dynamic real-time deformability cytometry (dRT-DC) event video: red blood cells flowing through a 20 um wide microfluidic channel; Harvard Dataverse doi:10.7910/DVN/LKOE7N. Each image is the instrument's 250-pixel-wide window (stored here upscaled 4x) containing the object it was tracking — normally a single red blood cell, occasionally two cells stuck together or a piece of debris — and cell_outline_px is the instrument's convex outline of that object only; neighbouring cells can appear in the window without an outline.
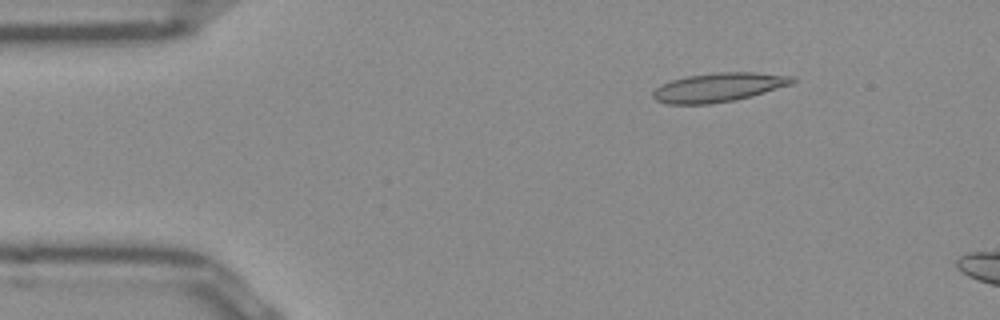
{"species": "Egyptian fruit bat (a non-hibernating species)", "species_latin": "Rousettus aegyptiacus", "temperature_condition": "room temperature", "stored_images_in_passage": 9, "camera_frame_rate_fps": 3000, "um_per_image_px": 0.085, "frame": {"image": 1, "passage_image": 1, "time_ms": 0.0, "image_size_px": [1000, 320], "cell_outline_px": [[796, 80], [792, 84], [736, 100], [708, 104], [668, 104], [656, 100], [652, 96], [652, 92], [660, 84], [672, 80], [688, 76], [716, 72], [756, 72], [796, 76]], "centroid_in_image_um": [61.09, 7.41], "position_along_channel_um": 23.9, "area_um2": 23.58}}
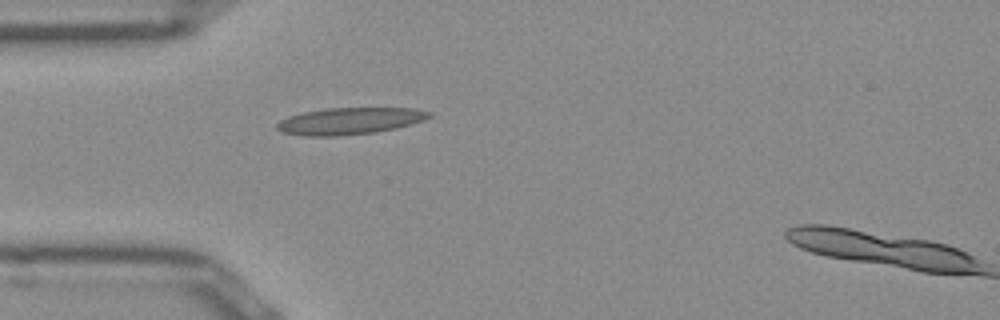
{"frame": {"image": 2, "passage_image": 8, "time_ms": 2.333, "image_size_px": [1000, 320], "cell_outline_px": [[432, 116], [424, 120], [412, 124], [396, 128], [376, 132], [340, 136], [304, 136], [280, 132], [276, 128], [276, 124], [280, 120], [288, 116], [304, 112], [324, 108], [412, 108], [432, 112]], "centroid_in_image_um": [29.71, 10.29], "position_along_channel_um": 55.3, "area_um2": 23.99}}